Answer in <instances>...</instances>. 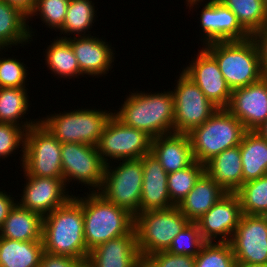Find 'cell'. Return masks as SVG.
<instances>
[{"instance_id": "obj_1", "label": "cell", "mask_w": 267, "mask_h": 267, "mask_svg": "<svg viewBox=\"0 0 267 267\" xmlns=\"http://www.w3.org/2000/svg\"><path fill=\"white\" fill-rule=\"evenodd\" d=\"M44 251L71 256L86 263L89 250L84 239L83 206L75 195L43 218Z\"/></svg>"}, {"instance_id": "obj_2", "label": "cell", "mask_w": 267, "mask_h": 267, "mask_svg": "<svg viewBox=\"0 0 267 267\" xmlns=\"http://www.w3.org/2000/svg\"><path fill=\"white\" fill-rule=\"evenodd\" d=\"M118 110L113 115L124 125L142 130L152 138L174 133L175 107L171 90L133 91Z\"/></svg>"}, {"instance_id": "obj_3", "label": "cell", "mask_w": 267, "mask_h": 267, "mask_svg": "<svg viewBox=\"0 0 267 267\" xmlns=\"http://www.w3.org/2000/svg\"><path fill=\"white\" fill-rule=\"evenodd\" d=\"M75 198L83 206L84 239L89 251L134 229L135 216L107 201L100 193L90 191L86 196Z\"/></svg>"}, {"instance_id": "obj_4", "label": "cell", "mask_w": 267, "mask_h": 267, "mask_svg": "<svg viewBox=\"0 0 267 267\" xmlns=\"http://www.w3.org/2000/svg\"><path fill=\"white\" fill-rule=\"evenodd\" d=\"M204 46L216 59L231 90L250 85L264 76L259 51L252 37L245 40L212 42Z\"/></svg>"}, {"instance_id": "obj_5", "label": "cell", "mask_w": 267, "mask_h": 267, "mask_svg": "<svg viewBox=\"0 0 267 267\" xmlns=\"http://www.w3.org/2000/svg\"><path fill=\"white\" fill-rule=\"evenodd\" d=\"M247 130L226 108L218 110L188 135L194 160L205 164L222 151L240 145Z\"/></svg>"}, {"instance_id": "obj_6", "label": "cell", "mask_w": 267, "mask_h": 267, "mask_svg": "<svg viewBox=\"0 0 267 267\" xmlns=\"http://www.w3.org/2000/svg\"><path fill=\"white\" fill-rule=\"evenodd\" d=\"M64 112V113H63ZM46 115L40 123L61 143H81L97 146L100 136L113 111L100 109H74Z\"/></svg>"}, {"instance_id": "obj_7", "label": "cell", "mask_w": 267, "mask_h": 267, "mask_svg": "<svg viewBox=\"0 0 267 267\" xmlns=\"http://www.w3.org/2000/svg\"><path fill=\"white\" fill-rule=\"evenodd\" d=\"M188 222L177 206L138 213L135 216L134 228L141 259L150 254L167 251L174 237Z\"/></svg>"}, {"instance_id": "obj_8", "label": "cell", "mask_w": 267, "mask_h": 267, "mask_svg": "<svg viewBox=\"0 0 267 267\" xmlns=\"http://www.w3.org/2000/svg\"><path fill=\"white\" fill-rule=\"evenodd\" d=\"M142 183V159L122 160V162L120 160L116 167L110 163L106 164L103 183L98 193L107 201L136 216L140 213Z\"/></svg>"}, {"instance_id": "obj_9", "label": "cell", "mask_w": 267, "mask_h": 267, "mask_svg": "<svg viewBox=\"0 0 267 267\" xmlns=\"http://www.w3.org/2000/svg\"><path fill=\"white\" fill-rule=\"evenodd\" d=\"M23 175L63 178L61 142L40 122L25 134Z\"/></svg>"}, {"instance_id": "obj_10", "label": "cell", "mask_w": 267, "mask_h": 267, "mask_svg": "<svg viewBox=\"0 0 267 267\" xmlns=\"http://www.w3.org/2000/svg\"><path fill=\"white\" fill-rule=\"evenodd\" d=\"M151 143L152 137L146 132L124 125L112 115L96 147L104 163L109 164L111 159H140L151 153Z\"/></svg>"}, {"instance_id": "obj_11", "label": "cell", "mask_w": 267, "mask_h": 267, "mask_svg": "<svg viewBox=\"0 0 267 267\" xmlns=\"http://www.w3.org/2000/svg\"><path fill=\"white\" fill-rule=\"evenodd\" d=\"M176 80L174 97V133L189 134L217 110L201 89L182 71Z\"/></svg>"}, {"instance_id": "obj_12", "label": "cell", "mask_w": 267, "mask_h": 267, "mask_svg": "<svg viewBox=\"0 0 267 267\" xmlns=\"http://www.w3.org/2000/svg\"><path fill=\"white\" fill-rule=\"evenodd\" d=\"M63 180L69 184L72 180L79 181L91 192L101 189L105 166L97 147L81 143H61ZM69 182V183H68ZM96 189V190H95Z\"/></svg>"}, {"instance_id": "obj_13", "label": "cell", "mask_w": 267, "mask_h": 267, "mask_svg": "<svg viewBox=\"0 0 267 267\" xmlns=\"http://www.w3.org/2000/svg\"><path fill=\"white\" fill-rule=\"evenodd\" d=\"M229 243L236 263L267 264V216L242 214Z\"/></svg>"}, {"instance_id": "obj_14", "label": "cell", "mask_w": 267, "mask_h": 267, "mask_svg": "<svg viewBox=\"0 0 267 267\" xmlns=\"http://www.w3.org/2000/svg\"><path fill=\"white\" fill-rule=\"evenodd\" d=\"M26 179L21 199L17 203L30 211L46 216L65 205L74 195H69L63 178H47L23 175Z\"/></svg>"}, {"instance_id": "obj_15", "label": "cell", "mask_w": 267, "mask_h": 267, "mask_svg": "<svg viewBox=\"0 0 267 267\" xmlns=\"http://www.w3.org/2000/svg\"><path fill=\"white\" fill-rule=\"evenodd\" d=\"M192 58L183 72L201 89L218 108H227L232 90L227 85L216 59L204 48Z\"/></svg>"}, {"instance_id": "obj_16", "label": "cell", "mask_w": 267, "mask_h": 267, "mask_svg": "<svg viewBox=\"0 0 267 267\" xmlns=\"http://www.w3.org/2000/svg\"><path fill=\"white\" fill-rule=\"evenodd\" d=\"M241 217L237 194L227 193L196 222L205 242H230Z\"/></svg>"}, {"instance_id": "obj_17", "label": "cell", "mask_w": 267, "mask_h": 267, "mask_svg": "<svg viewBox=\"0 0 267 267\" xmlns=\"http://www.w3.org/2000/svg\"><path fill=\"white\" fill-rule=\"evenodd\" d=\"M199 15L203 32L200 41L203 46L212 42L245 40L251 37L236 15L219 0H208Z\"/></svg>"}, {"instance_id": "obj_18", "label": "cell", "mask_w": 267, "mask_h": 267, "mask_svg": "<svg viewBox=\"0 0 267 267\" xmlns=\"http://www.w3.org/2000/svg\"><path fill=\"white\" fill-rule=\"evenodd\" d=\"M247 131H255L267 119V76L232 90L226 108Z\"/></svg>"}, {"instance_id": "obj_19", "label": "cell", "mask_w": 267, "mask_h": 267, "mask_svg": "<svg viewBox=\"0 0 267 267\" xmlns=\"http://www.w3.org/2000/svg\"><path fill=\"white\" fill-rule=\"evenodd\" d=\"M59 38L66 39L73 49L74 55L78 61L81 70V76L100 77L113 68L115 53L113 47L106 40L95 36H77L73 37L61 36ZM110 44V45H109Z\"/></svg>"}, {"instance_id": "obj_20", "label": "cell", "mask_w": 267, "mask_h": 267, "mask_svg": "<svg viewBox=\"0 0 267 267\" xmlns=\"http://www.w3.org/2000/svg\"><path fill=\"white\" fill-rule=\"evenodd\" d=\"M141 159L143 183L140 212L165 210L174 207L169 197L168 173L152 153L144 155Z\"/></svg>"}, {"instance_id": "obj_21", "label": "cell", "mask_w": 267, "mask_h": 267, "mask_svg": "<svg viewBox=\"0 0 267 267\" xmlns=\"http://www.w3.org/2000/svg\"><path fill=\"white\" fill-rule=\"evenodd\" d=\"M141 260L135 228L126 235L110 239L89 251V267H134Z\"/></svg>"}, {"instance_id": "obj_22", "label": "cell", "mask_w": 267, "mask_h": 267, "mask_svg": "<svg viewBox=\"0 0 267 267\" xmlns=\"http://www.w3.org/2000/svg\"><path fill=\"white\" fill-rule=\"evenodd\" d=\"M151 153L168 174L184 169L195 161L188 134L170 133L152 138Z\"/></svg>"}, {"instance_id": "obj_23", "label": "cell", "mask_w": 267, "mask_h": 267, "mask_svg": "<svg viewBox=\"0 0 267 267\" xmlns=\"http://www.w3.org/2000/svg\"><path fill=\"white\" fill-rule=\"evenodd\" d=\"M204 165L205 172L227 193H235L243 185L240 145L222 151Z\"/></svg>"}, {"instance_id": "obj_24", "label": "cell", "mask_w": 267, "mask_h": 267, "mask_svg": "<svg viewBox=\"0 0 267 267\" xmlns=\"http://www.w3.org/2000/svg\"><path fill=\"white\" fill-rule=\"evenodd\" d=\"M225 194L227 192L204 172L177 207L189 221L196 222Z\"/></svg>"}, {"instance_id": "obj_25", "label": "cell", "mask_w": 267, "mask_h": 267, "mask_svg": "<svg viewBox=\"0 0 267 267\" xmlns=\"http://www.w3.org/2000/svg\"><path fill=\"white\" fill-rule=\"evenodd\" d=\"M28 24V15L20 8L0 0V48L11 49L33 41L35 34L32 35L33 28Z\"/></svg>"}, {"instance_id": "obj_26", "label": "cell", "mask_w": 267, "mask_h": 267, "mask_svg": "<svg viewBox=\"0 0 267 267\" xmlns=\"http://www.w3.org/2000/svg\"><path fill=\"white\" fill-rule=\"evenodd\" d=\"M43 218L39 213L16 203L0 228V237L17 241H42Z\"/></svg>"}, {"instance_id": "obj_27", "label": "cell", "mask_w": 267, "mask_h": 267, "mask_svg": "<svg viewBox=\"0 0 267 267\" xmlns=\"http://www.w3.org/2000/svg\"><path fill=\"white\" fill-rule=\"evenodd\" d=\"M243 183L267 174V141L256 131H246L240 143Z\"/></svg>"}, {"instance_id": "obj_28", "label": "cell", "mask_w": 267, "mask_h": 267, "mask_svg": "<svg viewBox=\"0 0 267 267\" xmlns=\"http://www.w3.org/2000/svg\"><path fill=\"white\" fill-rule=\"evenodd\" d=\"M42 241H17L0 237V267H39Z\"/></svg>"}, {"instance_id": "obj_29", "label": "cell", "mask_w": 267, "mask_h": 267, "mask_svg": "<svg viewBox=\"0 0 267 267\" xmlns=\"http://www.w3.org/2000/svg\"><path fill=\"white\" fill-rule=\"evenodd\" d=\"M27 91L28 88H0V123L21 126L27 131L40 122L24 118L31 105Z\"/></svg>"}, {"instance_id": "obj_30", "label": "cell", "mask_w": 267, "mask_h": 267, "mask_svg": "<svg viewBox=\"0 0 267 267\" xmlns=\"http://www.w3.org/2000/svg\"><path fill=\"white\" fill-rule=\"evenodd\" d=\"M45 51V63L51 73L58 75L57 78H79L81 70L73 49L66 39L56 37Z\"/></svg>"}, {"instance_id": "obj_31", "label": "cell", "mask_w": 267, "mask_h": 267, "mask_svg": "<svg viewBox=\"0 0 267 267\" xmlns=\"http://www.w3.org/2000/svg\"><path fill=\"white\" fill-rule=\"evenodd\" d=\"M95 4L91 0H70L65 16L64 24L59 30V34L68 36L77 34L78 36H90L86 32L96 22ZM95 16V17H94ZM93 23V24H92Z\"/></svg>"}, {"instance_id": "obj_32", "label": "cell", "mask_w": 267, "mask_h": 267, "mask_svg": "<svg viewBox=\"0 0 267 267\" xmlns=\"http://www.w3.org/2000/svg\"><path fill=\"white\" fill-rule=\"evenodd\" d=\"M237 17L252 36L267 25V9L263 0H219Z\"/></svg>"}, {"instance_id": "obj_33", "label": "cell", "mask_w": 267, "mask_h": 267, "mask_svg": "<svg viewBox=\"0 0 267 267\" xmlns=\"http://www.w3.org/2000/svg\"><path fill=\"white\" fill-rule=\"evenodd\" d=\"M242 214L267 216V174L247 181L235 192Z\"/></svg>"}, {"instance_id": "obj_34", "label": "cell", "mask_w": 267, "mask_h": 267, "mask_svg": "<svg viewBox=\"0 0 267 267\" xmlns=\"http://www.w3.org/2000/svg\"><path fill=\"white\" fill-rule=\"evenodd\" d=\"M204 172L205 165L194 161L190 166L168 174L169 197L174 206H177L188 195Z\"/></svg>"}, {"instance_id": "obj_35", "label": "cell", "mask_w": 267, "mask_h": 267, "mask_svg": "<svg viewBox=\"0 0 267 267\" xmlns=\"http://www.w3.org/2000/svg\"><path fill=\"white\" fill-rule=\"evenodd\" d=\"M236 261L229 242H205L195 256V267H235Z\"/></svg>"}, {"instance_id": "obj_36", "label": "cell", "mask_w": 267, "mask_h": 267, "mask_svg": "<svg viewBox=\"0 0 267 267\" xmlns=\"http://www.w3.org/2000/svg\"><path fill=\"white\" fill-rule=\"evenodd\" d=\"M70 0H36L28 19L40 15L42 23L48 28L59 31L64 24L67 7Z\"/></svg>"}, {"instance_id": "obj_37", "label": "cell", "mask_w": 267, "mask_h": 267, "mask_svg": "<svg viewBox=\"0 0 267 267\" xmlns=\"http://www.w3.org/2000/svg\"><path fill=\"white\" fill-rule=\"evenodd\" d=\"M205 241L197 222L189 221L185 227L174 237L169 249L172 254L190 255L195 257Z\"/></svg>"}, {"instance_id": "obj_38", "label": "cell", "mask_w": 267, "mask_h": 267, "mask_svg": "<svg viewBox=\"0 0 267 267\" xmlns=\"http://www.w3.org/2000/svg\"><path fill=\"white\" fill-rule=\"evenodd\" d=\"M4 48H0V54ZM26 65L16 58L0 57V88H26Z\"/></svg>"}, {"instance_id": "obj_39", "label": "cell", "mask_w": 267, "mask_h": 267, "mask_svg": "<svg viewBox=\"0 0 267 267\" xmlns=\"http://www.w3.org/2000/svg\"><path fill=\"white\" fill-rule=\"evenodd\" d=\"M25 134L26 130L21 126L10 123H0V159L12 156L11 154L21 148L20 151L22 155L20 154V156L22 157L20 160L23 162Z\"/></svg>"}, {"instance_id": "obj_40", "label": "cell", "mask_w": 267, "mask_h": 267, "mask_svg": "<svg viewBox=\"0 0 267 267\" xmlns=\"http://www.w3.org/2000/svg\"><path fill=\"white\" fill-rule=\"evenodd\" d=\"M146 267H195V257L161 251L146 256Z\"/></svg>"}, {"instance_id": "obj_41", "label": "cell", "mask_w": 267, "mask_h": 267, "mask_svg": "<svg viewBox=\"0 0 267 267\" xmlns=\"http://www.w3.org/2000/svg\"><path fill=\"white\" fill-rule=\"evenodd\" d=\"M83 262L71 256L43 252L39 267H80Z\"/></svg>"}, {"instance_id": "obj_42", "label": "cell", "mask_w": 267, "mask_h": 267, "mask_svg": "<svg viewBox=\"0 0 267 267\" xmlns=\"http://www.w3.org/2000/svg\"><path fill=\"white\" fill-rule=\"evenodd\" d=\"M251 37L255 41L259 51L262 72L264 76H267V25L254 33Z\"/></svg>"}, {"instance_id": "obj_43", "label": "cell", "mask_w": 267, "mask_h": 267, "mask_svg": "<svg viewBox=\"0 0 267 267\" xmlns=\"http://www.w3.org/2000/svg\"><path fill=\"white\" fill-rule=\"evenodd\" d=\"M0 189V228L3 225V222L6 220L10 210L14 207V205L17 203V200L15 198L11 197L13 195H8L5 190L1 191ZM15 200V201H14Z\"/></svg>"}, {"instance_id": "obj_44", "label": "cell", "mask_w": 267, "mask_h": 267, "mask_svg": "<svg viewBox=\"0 0 267 267\" xmlns=\"http://www.w3.org/2000/svg\"><path fill=\"white\" fill-rule=\"evenodd\" d=\"M5 1L11 5L20 8L27 15H29V13L33 10L36 3V0H5Z\"/></svg>"}, {"instance_id": "obj_45", "label": "cell", "mask_w": 267, "mask_h": 267, "mask_svg": "<svg viewBox=\"0 0 267 267\" xmlns=\"http://www.w3.org/2000/svg\"><path fill=\"white\" fill-rule=\"evenodd\" d=\"M255 131L267 141V119Z\"/></svg>"}, {"instance_id": "obj_46", "label": "cell", "mask_w": 267, "mask_h": 267, "mask_svg": "<svg viewBox=\"0 0 267 267\" xmlns=\"http://www.w3.org/2000/svg\"><path fill=\"white\" fill-rule=\"evenodd\" d=\"M187 3V5H186V7L188 6L189 7V9L191 10H193V7L195 6H197V7H200L199 5H201V3L202 2H204V0H185Z\"/></svg>"}, {"instance_id": "obj_47", "label": "cell", "mask_w": 267, "mask_h": 267, "mask_svg": "<svg viewBox=\"0 0 267 267\" xmlns=\"http://www.w3.org/2000/svg\"><path fill=\"white\" fill-rule=\"evenodd\" d=\"M235 267H267V264L236 263Z\"/></svg>"}, {"instance_id": "obj_48", "label": "cell", "mask_w": 267, "mask_h": 267, "mask_svg": "<svg viewBox=\"0 0 267 267\" xmlns=\"http://www.w3.org/2000/svg\"><path fill=\"white\" fill-rule=\"evenodd\" d=\"M134 267H146L144 260L141 259Z\"/></svg>"}, {"instance_id": "obj_49", "label": "cell", "mask_w": 267, "mask_h": 267, "mask_svg": "<svg viewBox=\"0 0 267 267\" xmlns=\"http://www.w3.org/2000/svg\"><path fill=\"white\" fill-rule=\"evenodd\" d=\"M80 267H89L86 263H82Z\"/></svg>"}, {"instance_id": "obj_50", "label": "cell", "mask_w": 267, "mask_h": 267, "mask_svg": "<svg viewBox=\"0 0 267 267\" xmlns=\"http://www.w3.org/2000/svg\"><path fill=\"white\" fill-rule=\"evenodd\" d=\"M263 1L265 3L266 9H267V0H263Z\"/></svg>"}]
</instances>
